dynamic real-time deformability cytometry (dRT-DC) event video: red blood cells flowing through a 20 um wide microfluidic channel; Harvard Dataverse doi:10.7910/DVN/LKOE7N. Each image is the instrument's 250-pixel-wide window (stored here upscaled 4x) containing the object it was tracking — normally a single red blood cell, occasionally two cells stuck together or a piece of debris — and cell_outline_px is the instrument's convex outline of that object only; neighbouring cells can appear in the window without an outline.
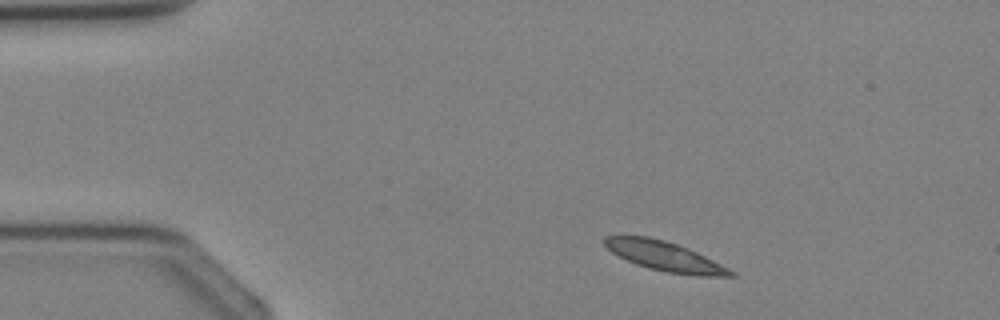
{"species": "Egyptian fruit bat (a non-hibernating species)", "species_latin": "Rousettus aegyptiacus", "temperature_condition": "cold", "stored_images_in_passage": 2, "camera_frame_rate_fps": 3000, "um_per_image_px": 0.085, "animal": {"sex": "female"}, "frame": {"image": 1, "passage_image": 1, "time_ms": 0.0, "image_size_px": [1000, 320], "cell_outline_px": [[736, 276], [696, 276], [668, 272], [648, 268], [636, 264], [612, 252], [604, 244], [604, 236], [648, 236], [664, 240], [688, 248], [736, 272]], "centroid_in_image_um": [56.51, 21.79], "position_along_channel_um": 28.5, "area_um2": 21.33}}